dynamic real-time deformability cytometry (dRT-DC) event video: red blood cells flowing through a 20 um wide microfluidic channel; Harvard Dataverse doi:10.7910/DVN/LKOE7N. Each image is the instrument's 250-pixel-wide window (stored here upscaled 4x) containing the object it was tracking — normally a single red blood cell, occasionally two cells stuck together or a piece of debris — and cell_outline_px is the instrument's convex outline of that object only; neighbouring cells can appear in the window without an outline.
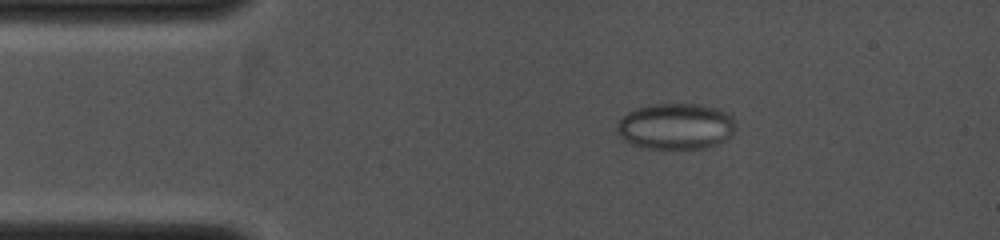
{"species": "common noctule bat (a hibernating species)", "species_latin": "Nyctalus noctula", "temperature_condition": "cold", "stored_images_in_passage": 10, "camera_frame_rate_fps": 4000, "um_per_image_px": 0.085, "animal": {"sex": "female", "body_mass_g": 19.0, "forearm_length_mm": 53.3}, "frame": {"image": 1, "passage_image": 7, "time_ms": 1.25, "image_size_px": [1000, 240], "cell_outline_px": [[736, 128], [732, 136], [728, 140], [720, 144], [704, 148], [648, 148], [632, 144], [624, 140], [616, 132], [616, 128], [620, 120], [628, 112], [636, 108], [652, 104], [700, 104], [720, 108], [728, 112], [732, 116]], "centroid_in_image_um": [57.5, 10.73], "position_along_channel_um": 27.5, "area_um2": 32.25}}
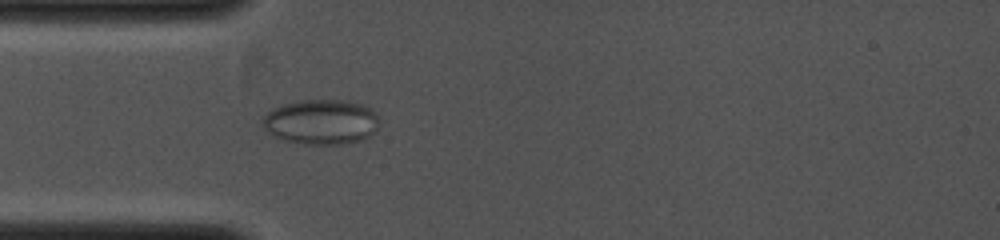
{"frame": {"image": 2, "passage_image": 10, "time_ms": 2.75, "image_size_px": [1000, 240], "cell_outline_px": [[376, 128], [368, 136], [360, 140], [340, 144], [304, 144], [284, 140], [264, 132], [260, 124], [264, 116], [272, 108], [284, 104], [300, 100], [348, 100], [364, 104], [372, 108], [376, 112]], "centroid_in_image_um": [27.24, 10.35], "position_along_channel_um": 57.8, "area_um2": 30.75}}